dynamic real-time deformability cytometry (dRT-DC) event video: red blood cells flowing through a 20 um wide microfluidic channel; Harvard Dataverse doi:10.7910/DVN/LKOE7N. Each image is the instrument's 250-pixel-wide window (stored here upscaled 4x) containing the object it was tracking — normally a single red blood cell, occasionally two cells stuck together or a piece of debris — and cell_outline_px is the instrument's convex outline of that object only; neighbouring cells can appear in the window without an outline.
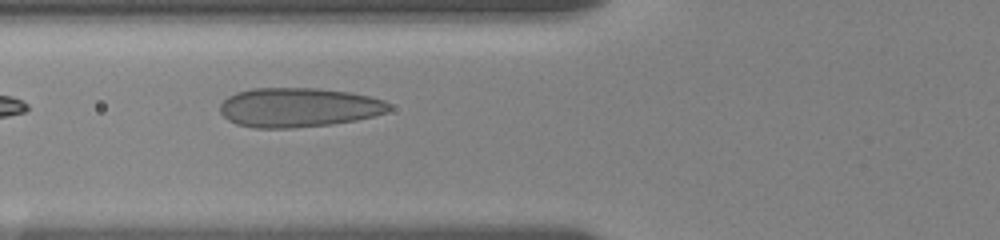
{"species": "human", "species_latin": "Homo sapiens", "temperature_condition": "room temperature", "stored_images_in_passage": 3, "camera_frame_rate_fps": 3000, "um_per_image_px": 0.085, "donor": {"sex": "female"}, "frame": {"image": 1, "passage_image": 2, "time_ms": 1.0, "image_size_px": [1000, 240], "cell_outline_px": [[392, 108], [388, 112], [356, 120], [332, 124], [296, 128], [256, 128], [236, 124], [228, 120], [220, 112], [220, 104], [228, 96], [236, 92], [252, 88], [316, 88], [348, 92], [368, 96], [384, 100]], "centroid_in_image_um": [25.36, 9.13], "position_along_channel_um": 100.4, "area_um2": 38.84}}
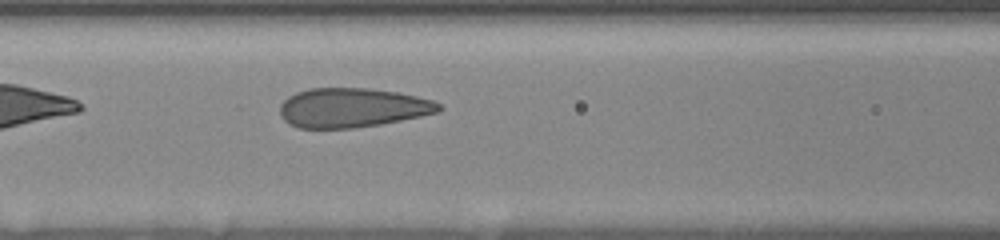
{"frame": {"image": 2, "passage_image": 3, "time_ms": 2.0, "image_size_px": [1000, 240], "cell_outline_px": [[444, 108], [440, 112], [380, 124], [352, 128], [296, 128], [288, 124], [280, 116], [280, 104], [288, 96], [296, 92], [308, 88], [368, 88], [396, 92], [416, 96], [432, 100], [440, 104]], "centroid_in_image_um": [29.91, 9.15], "position_along_channel_um": 136.7, "area_um2": 36.59}}